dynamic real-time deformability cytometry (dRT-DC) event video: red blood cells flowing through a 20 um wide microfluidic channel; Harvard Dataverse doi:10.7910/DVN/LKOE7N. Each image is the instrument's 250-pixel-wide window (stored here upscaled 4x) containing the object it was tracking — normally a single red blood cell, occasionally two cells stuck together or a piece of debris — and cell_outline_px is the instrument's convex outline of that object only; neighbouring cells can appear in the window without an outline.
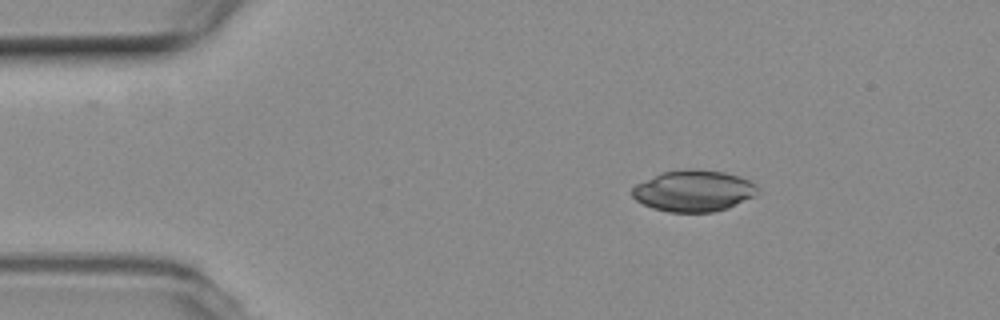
{"species": "common noctule bat (a hibernating species)", "species_latin": "Nyctalus noctula", "temperature_condition": "room temperature", "stored_images_in_passage": 54, "camera_frame_rate_fps": 3000, "um_per_image_px": 0.085, "animal": {"sex": "female", "body_mass_g": 19.3, "forearm_length_mm": 54.1}, "frame": {"image": 1, "passage_image": 8, "time_ms": 2.333, "image_size_px": [1000, 320], "cell_outline_px": [[760, 192], [756, 196], [728, 208], [712, 212], [668, 212], [652, 208], [636, 200], [632, 196], [632, 188], [636, 184], [664, 172], [688, 168], [692, 168], [724, 172], [740, 176], [756, 184]], "centroid_in_image_um": [59.0, 16.22], "position_along_channel_um": 26.0, "area_um2": 30.35}}